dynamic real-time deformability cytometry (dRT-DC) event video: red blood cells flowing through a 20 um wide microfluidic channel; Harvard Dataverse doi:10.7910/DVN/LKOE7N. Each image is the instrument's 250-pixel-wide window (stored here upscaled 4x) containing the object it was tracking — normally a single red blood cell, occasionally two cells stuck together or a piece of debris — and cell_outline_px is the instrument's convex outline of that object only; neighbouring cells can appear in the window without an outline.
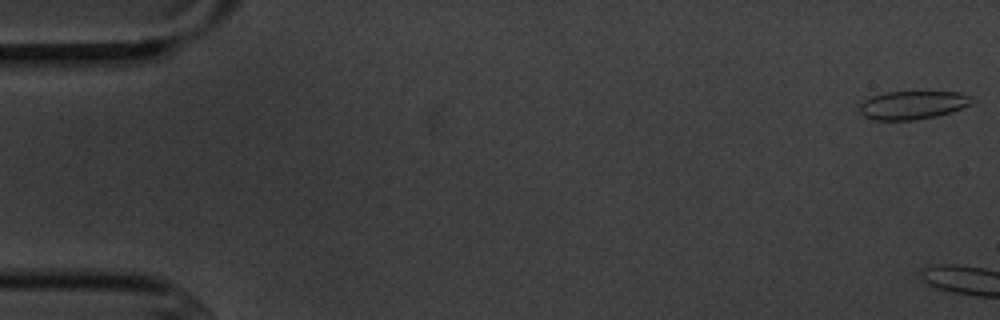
{"species": "common noctule bat (a hibernating species)", "species_latin": "Nyctalus noctula", "temperature_condition": "cold", "stored_images_in_passage": 8, "camera_frame_rate_fps": 3000, "um_per_image_px": 0.085, "animal": {"sex": "male", "body_mass_g": 20.1, "forearm_length_mm": 53.5}, "frame": {"image": 1, "passage_image": 1, "time_ms": 0.0, "image_size_px": [1000, 320], "cell_outline_px": [[976, 100], [972, 104], [936, 116], [912, 120], [872, 120], [864, 116], [860, 112], [860, 104], [864, 100], [872, 96], [884, 92], [960, 92]], "centroid_in_image_um": [77.55, 8.93], "position_along_channel_um": 7.4, "area_um2": 18.44}}
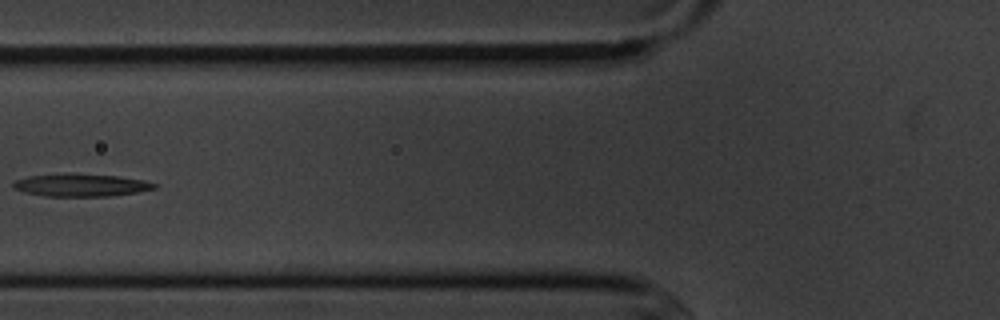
{"frame": {"image": 2, "passage_image": 7, "time_ms": 8.0, "image_size_px": [1000, 320], "cell_outline_px": [[156, 188], [136, 192], [112, 196], [44, 196], [24, 192], [12, 188], [12, 184], [16, 180], [28, 176], [120, 176], [144, 180], [156, 184]], "centroid_in_image_um": [6.9, 15.78], "position_along_channel_um": 118.9, "area_um2": 17.57}}
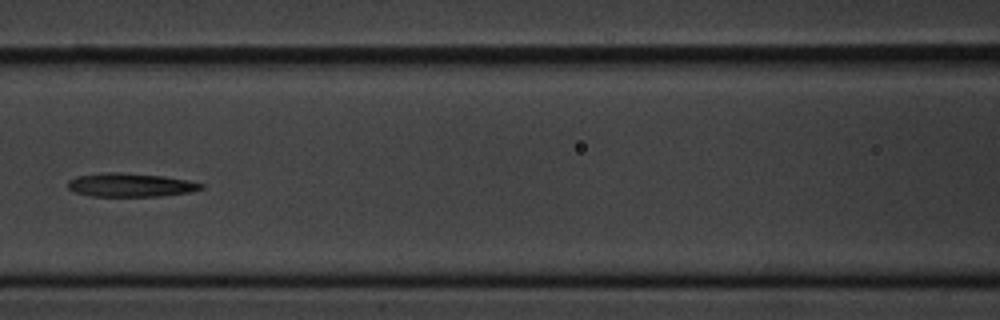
{"frame": {"image": 3, "passage_image": 8, "time_ms": 9.0, "image_size_px": [1000, 320], "cell_outline_px": [[204, 188], [192, 192], [160, 196], [92, 196], [76, 192], [68, 188], [68, 180], [76, 176], [108, 172], [116, 172], [164, 176], [188, 180], [204, 184]], "centroid_in_image_um": [11.12, 15.72], "position_along_channel_um": 155.5, "area_um2": 18.32}}